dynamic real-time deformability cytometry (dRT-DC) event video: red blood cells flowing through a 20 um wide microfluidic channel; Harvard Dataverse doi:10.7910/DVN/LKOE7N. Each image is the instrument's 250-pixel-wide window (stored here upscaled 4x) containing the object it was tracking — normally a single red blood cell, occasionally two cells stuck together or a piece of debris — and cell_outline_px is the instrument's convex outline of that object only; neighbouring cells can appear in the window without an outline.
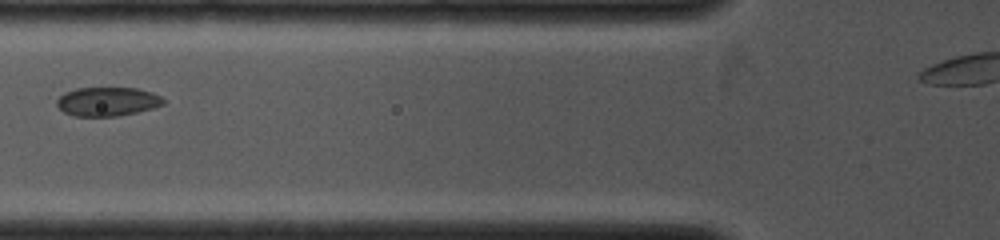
{"species": "common noctule bat (a hibernating species)", "species_latin": "Nyctalus noctula", "temperature_condition": "cold", "stored_images_in_passage": 10, "camera_frame_rate_fps": 4000, "um_per_image_px": 0.085, "animal": {"sex": "female", "body_mass_g": 19.0, "forearm_length_mm": 53.3}, "frame": {"image": 1, "passage_image": 7, "time_ms": 2.5, "image_size_px": [1000, 240], "cell_outline_px": [[164, 104], [152, 108], [120, 116], [72, 116], [64, 112], [56, 104], [56, 100], [64, 92], [76, 88], [136, 88], [152, 92], [160, 96], [164, 100]], "centroid_in_image_um": [9.11, 8.63], "position_along_channel_um": 116.7, "area_um2": 17.98}}
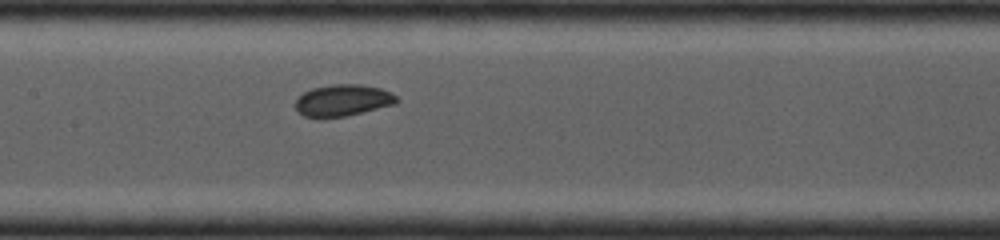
{"frame": {"image": 2, "passage_image": 10, "time_ms": 3.75, "image_size_px": [1000, 240], "cell_outline_px": [[396, 104], [344, 116], [304, 116], [296, 108], [296, 100], [304, 92], [312, 88], [340, 84], [356, 84], [380, 88], [392, 92], [396, 96]], "centroid_in_image_um": [29.17, 8.51], "position_along_channel_um": 178.2, "area_um2": 18.03}}